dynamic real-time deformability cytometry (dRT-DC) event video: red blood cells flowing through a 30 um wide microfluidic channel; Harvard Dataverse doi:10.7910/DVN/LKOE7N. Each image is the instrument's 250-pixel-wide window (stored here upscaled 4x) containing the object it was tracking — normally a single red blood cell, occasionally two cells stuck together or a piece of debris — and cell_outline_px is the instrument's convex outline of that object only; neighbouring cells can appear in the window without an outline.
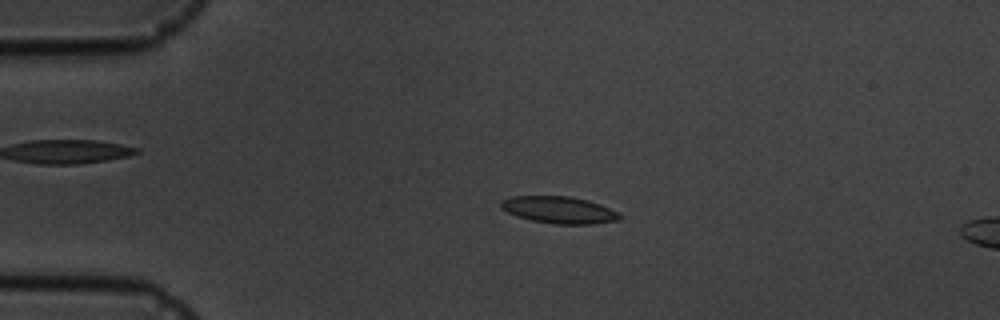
{"species": "common noctule bat (a hibernating species)", "species_latin": "Nyctalus noctula", "temperature_condition": "cold", "stored_images_in_passage": 5, "camera_frame_rate_fps": 3000, "um_per_image_px": 0.085, "animal": {"sex": "male", "body_mass_g": 19.5, "forearm_length_mm": 54.6}, "frame": {"image": 1, "passage_image": 3, "time_ms": 2.0, "image_size_px": [1000, 320], "cell_outline_px": [[620, 220], [592, 224], [552, 224], [532, 220], [516, 216], [500, 208], [500, 200], [512, 196], [568, 196], [588, 200], [600, 204], [620, 212]], "centroid_in_image_um": [47.52, 17.84], "position_along_channel_um": 37.5, "area_um2": 18.79}}